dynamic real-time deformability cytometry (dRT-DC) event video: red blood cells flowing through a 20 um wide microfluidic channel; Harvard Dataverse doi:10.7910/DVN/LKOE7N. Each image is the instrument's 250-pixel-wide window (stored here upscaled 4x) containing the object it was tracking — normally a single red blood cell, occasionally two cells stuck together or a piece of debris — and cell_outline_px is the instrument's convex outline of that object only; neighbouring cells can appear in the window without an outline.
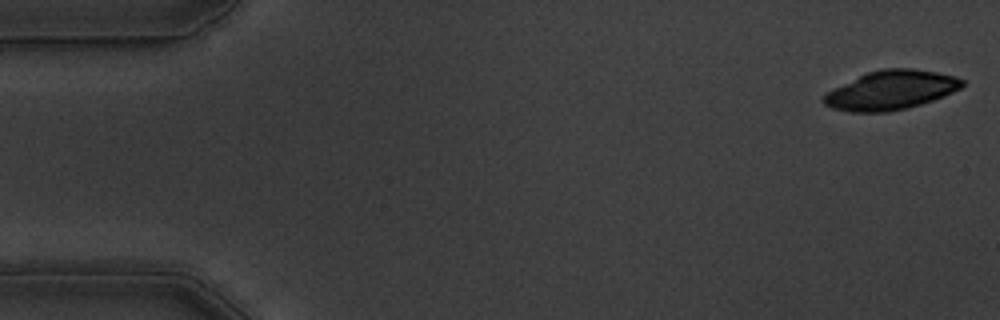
{"species": "common noctule bat (a hibernating species)", "species_latin": "Nyctalus noctula", "temperature_condition": "warm", "stored_images_in_passage": 55, "camera_frame_rate_fps": 3000, "um_per_image_px": 0.085, "animal": {"sex": "male", "body_mass_g": 19.5, "forearm_length_mm": 54.6}, "frame": {"image": 1, "passage_image": 1, "time_ms": 0.0, "image_size_px": [1000, 320], "cell_outline_px": [[964, 84], [960, 88], [952, 92], [932, 100], [908, 108], [888, 112], [852, 112], [832, 108], [824, 104], [820, 100], [832, 88], [868, 72], [880, 68], [912, 68], [936, 72], [956, 76], [964, 80]], "centroid_in_image_um": [75.71, 7.66], "position_along_channel_um": 9.3, "area_um2": 31.5}}